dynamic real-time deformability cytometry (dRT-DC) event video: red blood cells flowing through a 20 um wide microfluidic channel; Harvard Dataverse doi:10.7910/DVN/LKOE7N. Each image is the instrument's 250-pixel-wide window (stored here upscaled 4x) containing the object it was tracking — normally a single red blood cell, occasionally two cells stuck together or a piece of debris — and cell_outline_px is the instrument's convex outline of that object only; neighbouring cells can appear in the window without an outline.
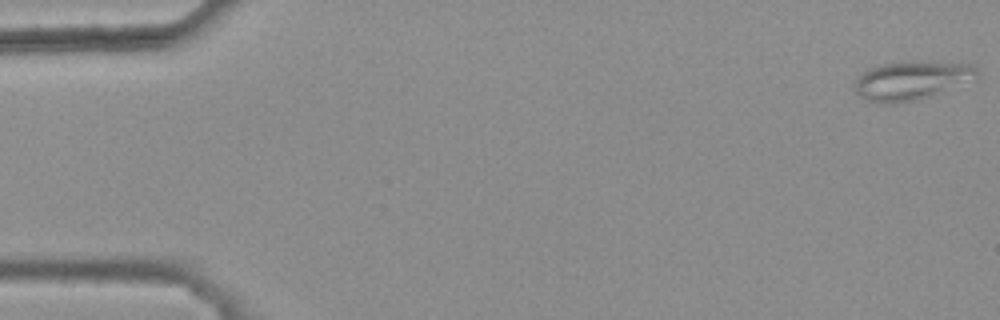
{"species": "common noctule bat (a hibernating species)", "species_latin": "Nyctalus noctula", "temperature_condition": "warm", "stored_images_in_passage": 13, "camera_frame_rate_fps": 3000, "um_per_image_px": 0.085, "animal": {"sex": "female", "body_mass_g": 25.1}, "frame": {"image": 1, "passage_image": 1, "time_ms": 0.0, "image_size_px": [1000, 320], "cell_outline_px": [[980, 76], [976, 80], [932, 96], [916, 100], [892, 104], [880, 104], [868, 100], [860, 96], [856, 92], [852, 84], [860, 72], [868, 68], [880, 64], [900, 60], [916, 60], [972, 64], [980, 72]], "centroid_in_image_um": [77.49, 6.81], "position_along_channel_um": 7.5, "area_um2": 28.84}}